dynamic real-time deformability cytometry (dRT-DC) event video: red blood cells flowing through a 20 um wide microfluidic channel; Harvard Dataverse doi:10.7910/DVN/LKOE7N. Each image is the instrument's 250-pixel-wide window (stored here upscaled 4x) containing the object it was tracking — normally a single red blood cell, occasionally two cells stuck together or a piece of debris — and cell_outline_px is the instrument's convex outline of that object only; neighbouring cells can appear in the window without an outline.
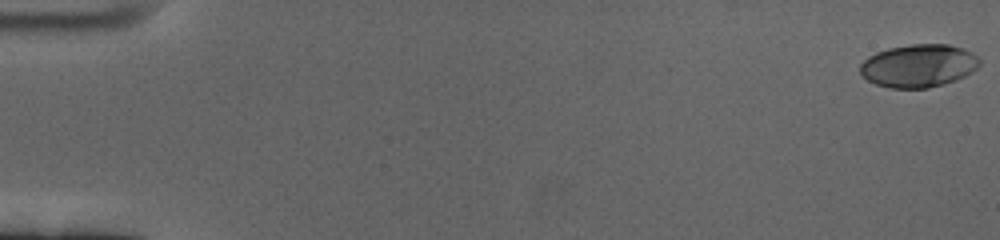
{"species": "human", "species_latin": "Homo sapiens", "temperature_condition": "cold", "stored_images_in_passage": 61, "camera_frame_rate_fps": 3000, "um_per_image_px": 0.085, "donor": {"sex": "female"}, "frame": {"image": 1, "passage_image": 1, "time_ms": 0.0, "image_size_px": [1000, 240], "cell_outline_px": [[980, 64], [972, 72], [956, 80], [944, 84], [928, 88], [888, 88], [876, 84], [868, 80], [860, 72], [860, 64], [868, 56], [876, 52], [888, 48], [912, 44], [948, 44], [964, 48], [972, 52], [980, 60]], "centroid_in_image_um": [78.08, 5.58], "position_along_channel_um": 6.9, "area_um2": 30.0}}
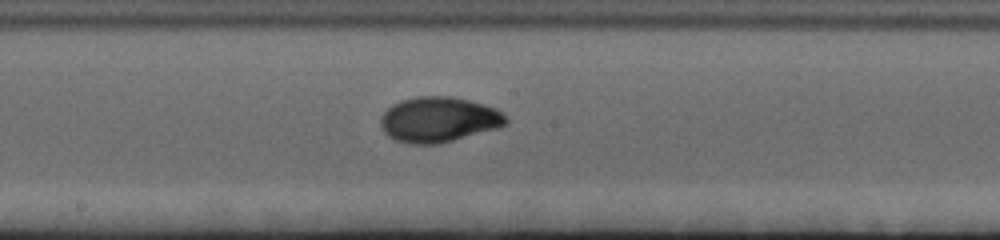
{"frame": {"image": 2, "passage_image": 34, "time_ms": 11.0, "image_size_px": [1000, 240], "cell_outline_px": [[508, 120], [504, 124], [496, 128], [440, 144], [408, 144], [396, 140], [388, 136], [384, 132], [380, 124], [380, 116], [392, 104], [400, 100], [416, 96], [452, 96], [468, 100], [496, 108]], "centroid_in_image_um": [37.23, 10.16], "position_along_channel_um": 211.0, "area_um2": 33.0}}
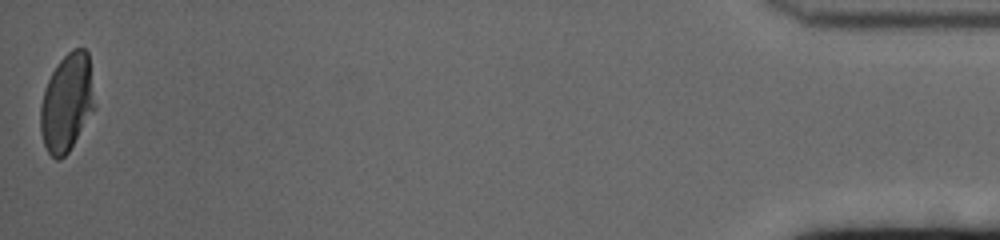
{"frame": {"image": 3, "passage_image": 61, "time_ms": 20.0, "image_size_px": [1000, 240], "cell_outline_px": [[96, 108], [68, 152], [60, 160], [56, 160], [48, 152], [44, 144], [40, 132], [40, 104], [44, 88], [52, 72], [60, 60], [72, 48], [84, 48], [88, 52], [96, 104]], "centroid_in_image_um": [5.69, 8.73], "position_along_channel_um": 429.5, "area_um2": 31.21}, "authors_computed_cell_mechanics": {"area_um2": 30.923, "velocity_mm_per_s": 3.3871, "shape_relaxation_time_tau1_ms": 3.6792, "shape_relaxation_time_tau2_ms": 1.0883, "deformation_change_tau1": 0.1921, "deformation_change_tau2": 0.0326}}